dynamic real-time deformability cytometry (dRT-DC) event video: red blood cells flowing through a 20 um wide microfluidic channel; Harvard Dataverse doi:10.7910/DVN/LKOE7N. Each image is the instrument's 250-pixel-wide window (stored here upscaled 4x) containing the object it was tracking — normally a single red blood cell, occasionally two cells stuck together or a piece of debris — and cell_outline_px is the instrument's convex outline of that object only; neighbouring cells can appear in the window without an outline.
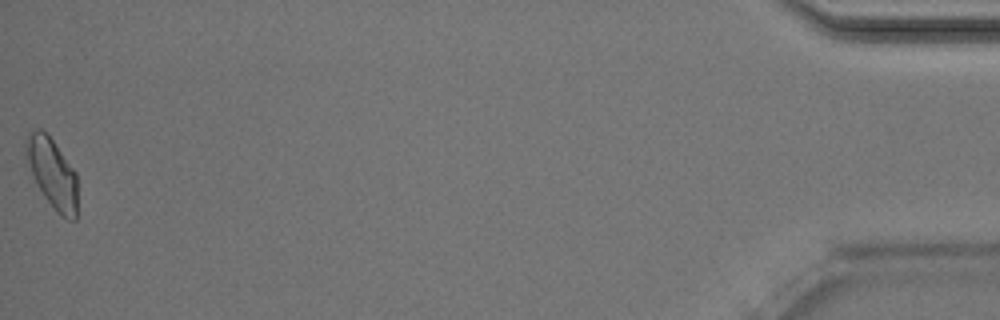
{"species": "Egyptian fruit bat (a non-hibernating species)", "species_latin": "Rousettus aegyptiacus", "temperature_condition": "room temperature", "stored_images_in_passage": 45, "camera_frame_rate_fps": 3000, "um_per_image_px": 0.085, "animal": {"sex": "male"}, "frame": {"image": 1, "passage_image": 45, "time_ms": 14.667, "image_size_px": [1000, 320], "cell_outline_px": [[76, 220], [68, 220], [60, 216], [56, 212], [44, 196], [32, 172], [24, 152], [24, 144], [28, 132], [32, 128], [40, 128], [48, 132], [76, 172]], "centroid_in_image_um": [4.43, 14.65], "position_along_channel_um": 430.8, "area_um2": 21.1}, "authors_computed_cell_mechanics": {"area_um2": 20.808, "velocity_mm_per_s": 4.0004, "shape_relaxation_time_tau1_ms": 3.6412, "shape_relaxation_time_tau2_ms": 3.6743, "deformation_change_tau1": 0.1087, "deformation_change_tau2": 0.0861}}